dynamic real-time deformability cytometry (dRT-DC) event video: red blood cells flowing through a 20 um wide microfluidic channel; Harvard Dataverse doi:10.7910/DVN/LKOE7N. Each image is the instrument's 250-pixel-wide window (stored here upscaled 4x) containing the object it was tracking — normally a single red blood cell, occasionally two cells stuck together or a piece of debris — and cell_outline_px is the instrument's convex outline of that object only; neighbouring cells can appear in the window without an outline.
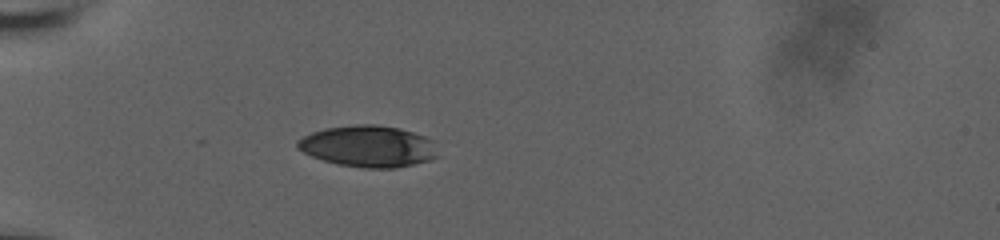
{"species": "human", "species_latin": "Homo sapiens", "temperature_condition": "room temperature", "stored_images_in_passage": 34, "camera_frame_rate_fps": 3000, "um_per_image_px": 0.085, "donor": {"sex": "male"}, "frame": {"image": 1, "passage_image": 1, "time_ms": 0.0, "image_size_px": [1000, 240], "cell_outline_px": [[436, 156], [428, 160], [396, 168], [364, 168], [336, 164], [312, 156], [296, 148], [296, 140], [312, 132], [324, 128], [356, 124], [372, 124], [400, 128], [424, 136], [432, 140]], "centroid_in_image_um": [31.24, 12.43], "position_along_channel_um": 53.8, "area_um2": 33.7}}
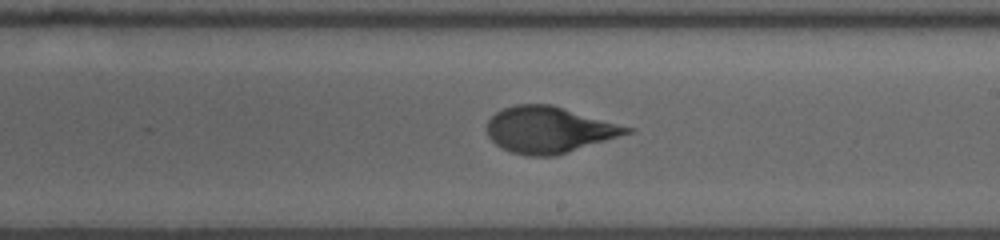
{"frame": {"image": 2, "passage_image": 18, "time_ms": 5.667, "image_size_px": [1000, 240], "cell_outline_px": [[636, 128], [632, 132], [552, 156], [528, 156], [512, 152], [496, 144], [488, 136], [488, 120], [496, 112], [504, 108], [516, 104], [552, 104]], "centroid_in_image_um": [46.68, 11.0], "position_along_channel_um": 242.3, "area_um2": 37.34}}
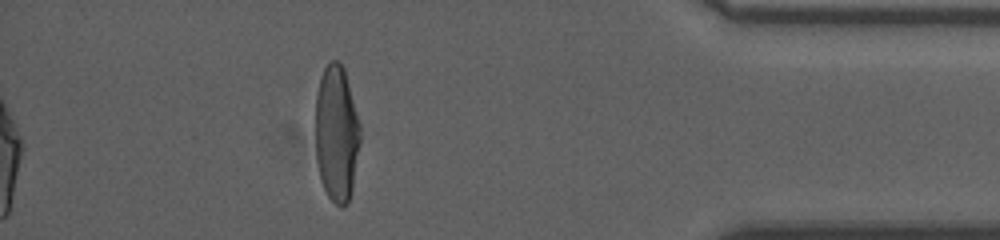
{"frame": {"image": 3, "passage_image": 34, "time_ms": 11.0, "image_size_px": [1000, 240], "cell_outline_px": [[360, 144], [352, 192], [348, 204], [340, 208], [328, 196], [320, 180], [316, 156], [316, 92], [320, 76], [328, 60], [336, 60], [344, 68], [360, 124]], "centroid_in_image_um": [28.61, 11.37], "position_along_channel_um": 406.6, "area_um2": 35.95}, "authors_computed_cell_mechanics": {"area_um2": 37.57, "velocity_mm_per_s": 3.7272, "shape_relaxation_time_tau1_ms": 3.3547, "shape_relaxation_time_tau2_ms": null, "deformation_change_tau1": 0.1767, "deformation_change_tau2": null}}